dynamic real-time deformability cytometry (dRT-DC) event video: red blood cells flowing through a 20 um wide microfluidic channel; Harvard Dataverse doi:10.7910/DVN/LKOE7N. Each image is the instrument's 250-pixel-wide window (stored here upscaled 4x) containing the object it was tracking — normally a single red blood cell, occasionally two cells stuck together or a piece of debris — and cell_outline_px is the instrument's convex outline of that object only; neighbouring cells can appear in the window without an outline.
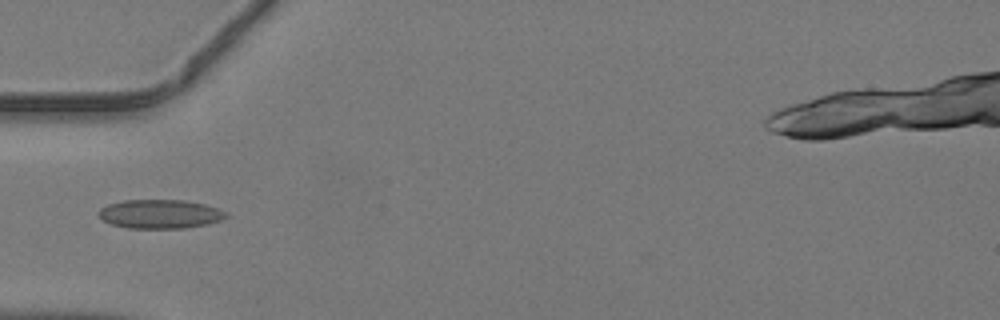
{"species": "common noctule bat (a hibernating species)", "species_latin": "Nyctalus noctula", "temperature_condition": "warm", "stored_images_in_passage": 31, "camera_frame_rate_fps": 3000, "um_per_image_px": 0.085, "animal": {"sex": "male", "body_mass_g": 19.2, "forearm_length_mm": 51.8}, "frame": {"image": 1, "passage_image": 1, "time_ms": 0.0, "image_size_px": [1000, 320], "cell_outline_px": [[228, 216], [220, 220], [208, 224], [184, 228], [128, 228], [112, 224], [104, 220], [96, 212], [100, 208], [108, 204], [124, 200], [184, 200], [204, 204], [216, 208], [224, 212]], "centroid_in_image_um": [13.57, 18.19], "position_along_channel_um": 71.4, "area_um2": 21.33}}
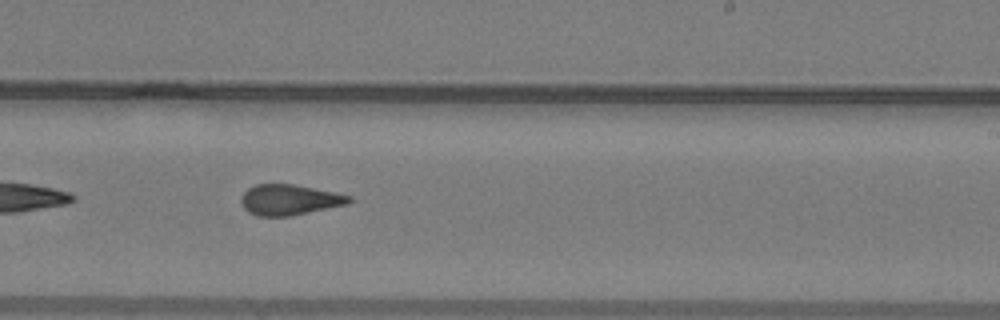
{"frame": {"image": 2, "passage_image": 14, "time_ms": 4.333, "image_size_px": [1000, 320], "cell_outline_px": [[352, 200], [348, 204], [292, 216], [256, 216], [248, 212], [244, 208], [240, 200], [244, 192], [248, 188], [256, 184], [292, 184], [352, 196]], "centroid_in_image_um": [24.58, 16.99], "position_along_channel_um": 264.4, "area_um2": 19.19}}
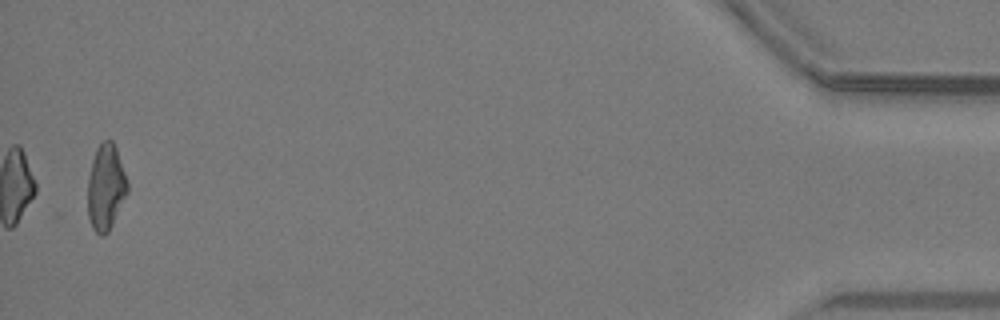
{"frame": {"image": 3, "passage_image": 31, "time_ms": 10.0, "image_size_px": [1000, 320], "cell_outline_px": [[128, 192], [108, 232], [104, 236], [100, 236], [92, 228], [88, 216], [88, 176], [92, 160], [96, 148], [104, 140], [112, 140], [116, 148], [128, 184]], "centroid_in_image_um": [8.98, 15.93], "position_along_channel_um": 426.2, "area_um2": 19.77}}